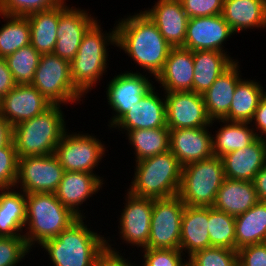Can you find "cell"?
I'll list each match as a JSON object with an SVG mask.
<instances>
[{
  "mask_svg": "<svg viewBox=\"0 0 266 266\" xmlns=\"http://www.w3.org/2000/svg\"><path fill=\"white\" fill-rule=\"evenodd\" d=\"M264 90L262 84L256 80L242 79L235 88L229 113L224 120L250 123L261 98L266 93Z\"/></svg>",
  "mask_w": 266,
  "mask_h": 266,
  "instance_id": "cell-32",
  "label": "cell"
},
{
  "mask_svg": "<svg viewBox=\"0 0 266 266\" xmlns=\"http://www.w3.org/2000/svg\"><path fill=\"white\" fill-rule=\"evenodd\" d=\"M144 73L124 71L115 75L106 85L107 102L109 108L114 111L107 124L110 129L155 86L153 81L148 79L151 75L147 76V73Z\"/></svg>",
  "mask_w": 266,
  "mask_h": 266,
  "instance_id": "cell-12",
  "label": "cell"
},
{
  "mask_svg": "<svg viewBox=\"0 0 266 266\" xmlns=\"http://www.w3.org/2000/svg\"><path fill=\"white\" fill-rule=\"evenodd\" d=\"M13 141V126L0 115V148Z\"/></svg>",
  "mask_w": 266,
  "mask_h": 266,
  "instance_id": "cell-49",
  "label": "cell"
},
{
  "mask_svg": "<svg viewBox=\"0 0 266 266\" xmlns=\"http://www.w3.org/2000/svg\"><path fill=\"white\" fill-rule=\"evenodd\" d=\"M116 24V47L156 78L168 57L170 44L144 11L127 15ZM147 70V71H146Z\"/></svg>",
  "mask_w": 266,
  "mask_h": 266,
  "instance_id": "cell-1",
  "label": "cell"
},
{
  "mask_svg": "<svg viewBox=\"0 0 266 266\" xmlns=\"http://www.w3.org/2000/svg\"><path fill=\"white\" fill-rule=\"evenodd\" d=\"M30 24V44L40 53H53L57 41L59 6L27 16Z\"/></svg>",
  "mask_w": 266,
  "mask_h": 266,
  "instance_id": "cell-31",
  "label": "cell"
},
{
  "mask_svg": "<svg viewBox=\"0 0 266 266\" xmlns=\"http://www.w3.org/2000/svg\"><path fill=\"white\" fill-rule=\"evenodd\" d=\"M133 147L135 162L169 151L170 129L167 127L135 129L125 132Z\"/></svg>",
  "mask_w": 266,
  "mask_h": 266,
  "instance_id": "cell-34",
  "label": "cell"
},
{
  "mask_svg": "<svg viewBox=\"0 0 266 266\" xmlns=\"http://www.w3.org/2000/svg\"><path fill=\"white\" fill-rule=\"evenodd\" d=\"M222 16L236 34L247 29H266L265 0H224Z\"/></svg>",
  "mask_w": 266,
  "mask_h": 266,
  "instance_id": "cell-26",
  "label": "cell"
},
{
  "mask_svg": "<svg viewBox=\"0 0 266 266\" xmlns=\"http://www.w3.org/2000/svg\"><path fill=\"white\" fill-rule=\"evenodd\" d=\"M64 169L55 154L18 158L15 187L29 193H55ZM20 186V187H19Z\"/></svg>",
  "mask_w": 266,
  "mask_h": 266,
  "instance_id": "cell-11",
  "label": "cell"
},
{
  "mask_svg": "<svg viewBox=\"0 0 266 266\" xmlns=\"http://www.w3.org/2000/svg\"><path fill=\"white\" fill-rule=\"evenodd\" d=\"M146 9L143 11L156 24L170 46L182 47L189 17L181 0H156L151 9Z\"/></svg>",
  "mask_w": 266,
  "mask_h": 266,
  "instance_id": "cell-21",
  "label": "cell"
},
{
  "mask_svg": "<svg viewBox=\"0 0 266 266\" xmlns=\"http://www.w3.org/2000/svg\"><path fill=\"white\" fill-rule=\"evenodd\" d=\"M234 34L222 14L189 18L182 47L191 51L215 50L228 53L225 52L224 43Z\"/></svg>",
  "mask_w": 266,
  "mask_h": 266,
  "instance_id": "cell-16",
  "label": "cell"
},
{
  "mask_svg": "<svg viewBox=\"0 0 266 266\" xmlns=\"http://www.w3.org/2000/svg\"><path fill=\"white\" fill-rule=\"evenodd\" d=\"M97 20L84 34L75 57L70 62V73L75 88L84 96L102 80L107 72L108 49L116 47V25L112 31H103ZM106 32V33H105Z\"/></svg>",
  "mask_w": 266,
  "mask_h": 266,
  "instance_id": "cell-2",
  "label": "cell"
},
{
  "mask_svg": "<svg viewBox=\"0 0 266 266\" xmlns=\"http://www.w3.org/2000/svg\"><path fill=\"white\" fill-rule=\"evenodd\" d=\"M11 71L9 70L5 58L0 57V96L3 97L16 86Z\"/></svg>",
  "mask_w": 266,
  "mask_h": 266,
  "instance_id": "cell-47",
  "label": "cell"
},
{
  "mask_svg": "<svg viewBox=\"0 0 266 266\" xmlns=\"http://www.w3.org/2000/svg\"><path fill=\"white\" fill-rule=\"evenodd\" d=\"M77 219L55 193L26 194V233L23 236L32 250L35 243L38 247L46 240L57 237Z\"/></svg>",
  "mask_w": 266,
  "mask_h": 266,
  "instance_id": "cell-5",
  "label": "cell"
},
{
  "mask_svg": "<svg viewBox=\"0 0 266 266\" xmlns=\"http://www.w3.org/2000/svg\"><path fill=\"white\" fill-rule=\"evenodd\" d=\"M225 180L222 159L213 156L182 167L179 198L185 205L212 207Z\"/></svg>",
  "mask_w": 266,
  "mask_h": 266,
  "instance_id": "cell-7",
  "label": "cell"
},
{
  "mask_svg": "<svg viewBox=\"0 0 266 266\" xmlns=\"http://www.w3.org/2000/svg\"><path fill=\"white\" fill-rule=\"evenodd\" d=\"M238 266H266V244L248 245L237 250Z\"/></svg>",
  "mask_w": 266,
  "mask_h": 266,
  "instance_id": "cell-44",
  "label": "cell"
},
{
  "mask_svg": "<svg viewBox=\"0 0 266 266\" xmlns=\"http://www.w3.org/2000/svg\"><path fill=\"white\" fill-rule=\"evenodd\" d=\"M125 194V206L119 218V236L123 243L146 248L150 237L151 216L154 199L138 197L128 190Z\"/></svg>",
  "mask_w": 266,
  "mask_h": 266,
  "instance_id": "cell-13",
  "label": "cell"
},
{
  "mask_svg": "<svg viewBox=\"0 0 266 266\" xmlns=\"http://www.w3.org/2000/svg\"><path fill=\"white\" fill-rule=\"evenodd\" d=\"M185 204L178 195L154 199L150 237L143 249H180Z\"/></svg>",
  "mask_w": 266,
  "mask_h": 266,
  "instance_id": "cell-10",
  "label": "cell"
},
{
  "mask_svg": "<svg viewBox=\"0 0 266 266\" xmlns=\"http://www.w3.org/2000/svg\"><path fill=\"white\" fill-rule=\"evenodd\" d=\"M232 58L227 53L215 50L193 51V91L204 94L216 79L237 61Z\"/></svg>",
  "mask_w": 266,
  "mask_h": 266,
  "instance_id": "cell-28",
  "label": "cell"
},
{
  "mask_svg": "<svg viewBox=\"0 0 266 266\" xmlns=\"http://www.w3.org/2000/svg\"><path fill=\"white\" fill-rule=\"evenodd\" d=\"M141 264H142L141 266H146L143 262ZM135 266H140V265L135 264Z\"/></svg>",
  "mask_w": 266,
  "mask_h": 266,
  "instance_id": "cell-51",
  "label": "cell"
},
{
  "mask_svg": "<svg viewBox=\"0 0 266 266\" xmlns=\"http://www.w3.org/2000/svg\"><path fill=\"white\" fill-rule=\"evenodd\" d=\"M135 166L127 189L131 194L151 199L178 195L182 166L170 150L135 162Z\"/></svg>",
  "mask_w": 266,
  "mask_h": 266,
  "instance_id": "cell-6",
  "label": "cell"
},
{
  "mask_svg": "<svg viewBox=\"0 0 266 266\" xmlns=\"http://www.w3.org/2000/svg\"><path fill=\"white\" fill-rule=\"evenodd\" d=\"M18 176V156L13 141L0 148V189H11Z\"/></svg>",
  "mask_w": 266,
  "mask_h": 266,
  "instance_id": "cell-41",
  "label": "cell"
},
{
  "mask_svg": "<svg viewBox=\"0 0 266 266\" xmlns=\"http://www.w3.org/2000/svg\"><path fill=\"white\" fill-rule=\"evenodd\" d=\"M212 125L213 122L208 127L170 129L169 150L182 167L214 156L209 132Z\"/></svg>",
  "mask_w": 266,
  "mask_h": 266,
  "instance_id": "cell-18",
  "label": "cell"
},
{
  "mask_svg": "<svg viewBox=\"0 0 266 266\" xmlns=\"http://www.w3.org/2000/svg\"><path fill=\"white\" fill-rule=\"evenodd\" d=\"M85 219L78 218L57 237L40 245L53 266H94L98 253L106 246V237L91 230L84 224Z\"/></svg>",
  "mask_w": 266,
  "mask_h": 266,
  "instance_id": "cell-3",
  "label": "cell"
},
{
  "mask_svg": "<svg viewBox=\"0 0 266 266\" xmlns=\"http://www.w3.org/2000/svg\"><path fill=\"white\" fill-rule=\"evenodd\" d=\"M225 178L252 181L266 165V140L257 137L243 149L229 152L221 157Z\"/></svg>",
  "mask_w": 266,
  "mask_h": 266,
  "instance_id": "cell-23",
  "label": "cell"
},
{
  "mask_svg": "<svg viewBox=\"0 0 266 266\" xmlns=\"http://www.w3.org/2000/svg\"><path fill=\"white\" fill-rule=\"evenodd\" d=\"M51 105L32 84H18L2 97L0 115L14 127L38 116Z\"/></svg>",
  "mask_w": 266,
  "mask_h": 266,
  "instance_id": "cell-17",
  "label": "cell"
},
{
  "mask_svg": "<svg viewBox=\"0 0 266 266\" xmlns=\"http://www.w3.org/2000/svg\"><path fill=\"white\" fill-rule=\"evenodd\" d=\"M208 231L210 247L236 250L234 216L209 207Z\"/></svg>",
  "mask_w": 266,
  "mask_h": 266,
  "instance_id": "cell-36",
  "label": "cell"
},
{
  "mask_svg": "<svg viewBox=\"0 0 266 266\" xmlns=\"http://www.w3.org/2000/svg\"><path fill=\"white\" fill-rule=\"evenodd\" d=\"M193 51L183 47H172L163 69L156 78L164 93L193 91Z\"/></svg>",
  "mask_w": 266,
  "mask_h": 266,
  "instance_id": "cell-22",
  "label": "cell"
},
{
  "mask_svg": "<svg viewBox=\"0 0 266 266\" xmlns=\"http://www.w3.org/2000/svg\"><path fill=\"white\" fill-rule=\"evenodd\" d=\"M250 123L257 137L266 138V93L261 98Z\"/></svg>",
  "mask_w": 266,
  "mask_h": 266,
  "instance_id": "cell-46",
  "label": "cell"
},
{
  "mask_svg": "<svg viewBox=\"0 0 266 266\" xmlns=\"http://www.w3.org/2000/svg\"><path fill=\"white\" fill-rule=\"evenodd\" d=\"M224 0H181L189 18L222 14Z\"/></svg>",
  "mask_w": 266,
  "mask_h": 266,
  "instance_id": "cell-43",
  "label": "cell"
},
{
  "mask_svg": "<svg viewBox=\"0 0 266 266\" xmlns=\"http://www.w3.org/2000/svg\"><path fill=\"white\" fill-rule=\"evenodd\" d=\"M30 251L24 236L0 237V266H17Z\"/></svg>",
  "mask_w": 266,
  "mask_h": 266,
  "instance_id": "cell-40",
  "label": "cell"
},
{
  "mask_svg": "<svg viewBox=\"0 0 266 266\" xmlns=\"http://www.w3.org/2000/svg\"><path fill=\"white\" fill-rule=\"evenodd\" d=\"M66 0H0V13L28 16L34 12L62 5Z\"/></svg>",
  "mask_w": 266,
  "mask_h": 266,
  "instance_id": "cell-39",
  "label": "cell"
},
{
  "mask_svg": "<svg viewBox=\"0 0 266 266\" xmlns=\"http://www.w3.org/2000/svg\"><path fill=\"white\" fill-rule=\"evenodd\" d=\"M258 201L252 181L225 178L212 207L237 217L253 207Z\"/></svg>",
  "mask_w": 266,
  "mask_h": 266,
  "instance_id": "cell-27",
  "label": "cell"
},
{
  "mask_svg": "<svg viewBox=\"0 0 266 266\" xmlns=\"http://www.w3.org/2000/svg\"><path fill=\"white\" fill-rule=\"evenodd\" d=\"M81 8L59 5V23L54 55L69 62L75 57L84 34L97 21V17Z\"/></svg>",
  "mask_w": 266,
  "mask_h": 266,
  "instance_id": "cell-14",
  "label": "cell"
},
{
  "mask_svg": "<svg viewBox=\"0 0 266 266\" xmlns=\"http://www.w3.org/2000/svg\"><path fill=\"white\" fill-rule=\"evenodd\" d=\"M155 88L154 86L138 103L134 104L112 128L127 132L135 129L165 127L167 125L165 95L159 96Z\"/></svg>",
  "mask_w": 266,
  "mask_h": 266,
  "instance_id": "cell-20",
  "label": "cell"
},
{
  "mask_svg": "<svg viewBox=\"0 0 266 266\" xmlns=\"http://www.w3.org/2000/svg\"><path fill=\"white\" fill-rule=\"evenodd\" d=\"M5 24L0 27V57L14 53L30 44V24L27 16H13L0 13ZM3 16V17H2Z\"/></svg>",
  "mask_w": 266,
  "mask_h": 266,
  "instance_id": "cell-35",
  "label": "cell"
},
{
  "mask_svg": "<svg viewBox=\"0 0 266 266\" xmlns=\"http://www.w3.org/2000/svg\"><path fill=\"white\" fill-rule=\"evenodd\" d=\"M15 189H0V237L23 236L25 233L26 194Z\"/></svg>",
  "mask_w": 266,
  "mask_h": 266,
  "instance_id": "cell-29",
  "label": "cell"
},
{
  "mask_svg": "<svg viewBox=\"0 0 266 266\" xmlns=\"http://www.w3.org/2000/svg\"><path fill=\"white\" fill-rule=\"evenodd\" d=\"M66 131L57 144L55 156L58 158L64 171H77L96 174L94 171L102 158L105 157V151L108 152L105 144L97 139L94 134L82 132Z\"/></svg>",
  "mask_w": 266,
  "mask_h": 266,
  "instance_id": "cell-9",
  "label": "cell"
},
{
  "mask_svg": "<svg viewBox=\"0 0 266 266\" xmlns=\"http://www.w3.org/2000/svg\"><path fill=\"white\" fill-rule=\"evenodd\" d=\"M51 104H74L83 95L72 83L70 62L53 53L41 54L31 83Z\"/></svg>",
  "mask_w": 266,
  "mask_h": 266,
  "instance_id": "cell-8",
  "label": "cell"
},
{
  "mask_svg": "<svg viewBox=\"0 0 266 266\" xmlns=\"http://www.w3.org/2000/svg\"><path fill=\"white\" fill-rule=\"evenodd\" d=\"M239 68L237 60L202 94L207 115L213 123L224 120L229 113L235 88L243 79Z\"/></svg>",
  "mask_w": 266,
  "mask_h": 266,
  "instance_id": "cell-24",
  "label": "cell"
},
{
  "mask_svg": "<svg viewBox=\"0 0 266 266\" xmlns=\"http://www.w3.org/2000/svg\"><path fill=\"white\" fill-rule=\"evenodd\" d=\"M41 54L31 45H27L5 57L16 84H31Z\"/></svg>",
  "mask_w": 266,
  "mask_h": 266,
  "instance_id": "cell-37",
  "label": "cell"
},
{
  "mask_svg": "<svg viewBox=\"0 0 266 266\" xmlns=\"http://www.w3.org/2000/svg\"><path fill=\"white\" fill-rule=\"evenodd\" d=\"M236 251L248 245L265 243L266 202L258 201L246 212L235 217Z\"/></svg>",
  "mask_w": 266,
  "mask_h": 266,
  "instance_id": "cell-30",
  "label": "cell"
},
{
  "mask_svg": "<svg viewBox=\"0 0 266 266\" xmlns=\"http://www.w3.org/2000/svg\"><path fill=\"white\" fill-rule=\"evenodd\" d=\"M1 109H2V97L0 96V113H1Z\"/></svg>",
  "mask_w": 266,
  "mask_h": 266,
  "instance_id": "cell-50",
  "label": "cell"
},
{
  "mask_svg": "<svg viewBox=\"0 0 266 266\" xmlns=\"http://www.w3.org/2000/svg\"><path fill=\"white\" fill-rule=\"evenodd\" d=\"M221 127L212 135L213 154L222 157L225 154L243 149L250 145L256 138L251 123L231 122L226 120L217 121Z\"/></svg>",
  "mask_w": 266,
  "mask_h": 266,
  "instance_id": "cell-33",
  "label": "cell"
},
{
  "mask_svg": "<svg viewBox=\"0 0 266 266\" xmlns=\"http://www.w3.org/2000/svg\"><path fill=\"white\" fill-rule=\"evenodd\" d=\"M103 179L98 173L64 171L55 195L78 218H87L83 214L84 209L80 210L82 208L79 206L81 207L90 197L101 191L100 189L105 184Z\"/></svg>",
  "mask_w": 266,
  "mask_h": 266,
  "instance_id": "cell-19",
  "label": "cell"
},
{
  "mask_svg": "<svg viewBox=\"0 0 266 266\" xmlns=\"http://www.w3.org/2000/svg\"><path fill=\"white\" fill-rule=\"evenodd\" d=\"M188 266H238V252L223 247H209L188 258Z\"/></svg>",
  "mask_w": 266,
  "mask_h": 266,
  "instance_id": "cell-38",
  "label": "cell"
},
{
  "mask_svg": "<svg viewBox=\"0 0 266 266\" xmlns=\"http://www.w3.org/2000/svg\"><path fill=\"white\" fill-rule=\"evenodd\" d=\"M62 106L52 104L43 113L13 127V143L19 157L51 155L68 130Z\"/></svg>",
  "mask_w": 266,
  "mask_h": 266,
  "instance_id": "cell-4",
  "label": "cell"
},
{
  "mask_svg": "<svg viewBox=\"0 0 266 266\" xmlns=\"http://www.w3.org/2000/svg\"><path fill=\"white\" fill-rule=\"evenodd\" d=\"M164 94L169 129L201 128L211 125L202 95L194 91Z\"/></svg>",
  "mask_w": 266,
  "mask_h": 266,
  "instance_id": "cell-15",
  "label": "cell"
},
{
  "mask_svg": "<svg viewBox=\"0 0 266 266\" xmlns=\"http://www.w3.org/2000/svg\"><path fill=\"white\" fill-rule=\"evenodd\" d=\"M141 252L146 266H188L186 255L183 257L180 249H142Z\"/></svg>",
  "mask_w": 266,
  "mask_h": 266,
  "instance_id": "cell-42",
  "label": "cell"
},
{
  "mask_svg": "<svg viewBox=\"0 0 266 266\" xmlns=\"http://www.w3.org/2000/svg\"><path fill=\"white\" fill-rule=\"evenodd\" d=\"M209 207L185 206L182 216L180 250L187 259L195 252L210 247Z\"/></svg>",
  "mask_w": 266,
  "mask_h": 266,
  "instance_id": "cell-25",
  "label": "cell"
},
{
  "mask_svg": "<svg viewBox=\"0 0 266 266\" xmlns=\"http://www.w3.org/2000/svg\"><path fill=\"white\" fill-rule=\"evenodd\" d=\"M106 238V246L98 253L94 266H135V261L131 263L128 258H124L123 253L119 252L120 250L112 247L114 245L110 243L111 237Z\"/></svg>",
  "mask_w": 266,
  "mask_h": 266,
  "instance_id": "cell-45",
  "label": "cell"
},
{
  "mask_svg": "<svg viewBox=\"0 0 266 266\" xmlns=\"http://www.w3.org/2000/svg\"><path fill=\"white\" fill-rule=\"evenodd\" d=\"M253 183L258 200L266 202V165L255 175Z\"/></svg>",
  "mask_w": 266,
  "mask_h": 266,
  "instance_id": "cell-48",
  "label": "cell"
}]
</instances>
